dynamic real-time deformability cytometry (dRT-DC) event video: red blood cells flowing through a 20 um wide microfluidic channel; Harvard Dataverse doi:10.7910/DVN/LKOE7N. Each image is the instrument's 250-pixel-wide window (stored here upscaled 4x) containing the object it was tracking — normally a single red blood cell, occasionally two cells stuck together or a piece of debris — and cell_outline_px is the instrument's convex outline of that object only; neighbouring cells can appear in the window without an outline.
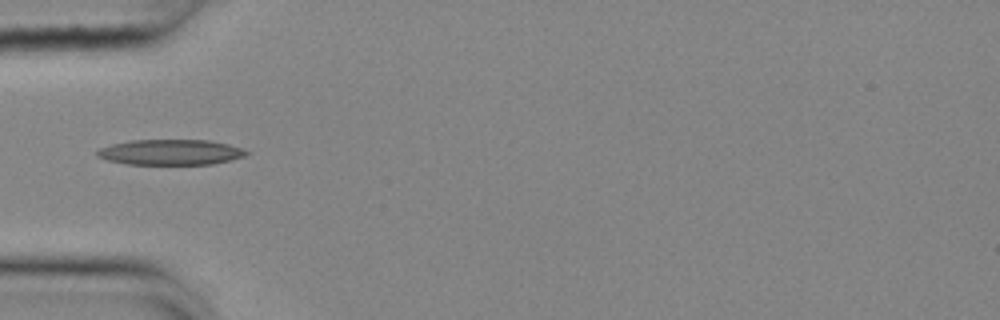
{"species": "common noctule bat (a hibernating species)", "species_latin": "Nyctalus noctula", "temperature_condition": "cold", "stored_images_in_passage": 38, "camera_frame_rate_fps": 3000, "um_per_image_px": 0.085, "animal": {"sex": "female", "body_mass_g": 25.1}, "frame": {"image": 1, "passage_image": 1, "time_ms": 0.0, "image_size_px": [1000, 320], "cell_outline_px": [[252, 152], [244, 156], [212, 164], [128, 164], [108, 160], [96, 156], [96, 152], [100, 148], [112, 144], [132, 140], [208, 140], [228, 144]], "centroid_in_image_um": [14.49, 12.93], "position_along_channel_um": 70.5, "area_um2": 21.96}}
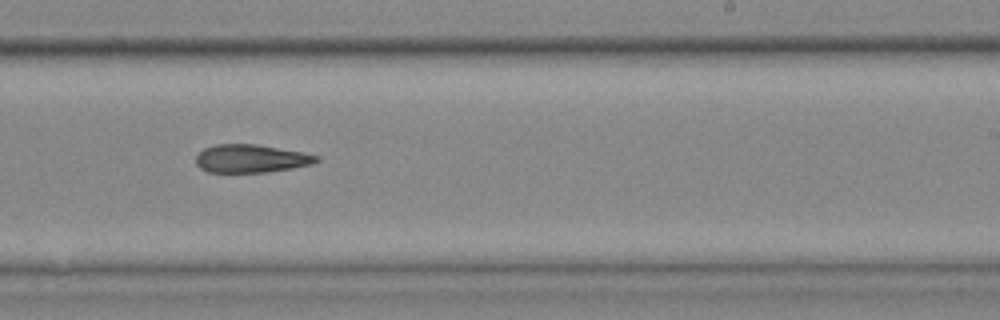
{"frame": {"image": 2, "passage_image": 17, "time_ms": 5.333, "image_size_px": [1000, 320], "cell_outline_px": [[320, 160], [312, 164], [292, 168], [268, 172], [208, 172], [200, 168], [196, 164], [196, 156], [204, 148], [216, 144], [256, 144], [304, 152], [320, 156]], "centroid_in_image_um": [21.36, 13.47], "position_along_channel_um": 267.6, "area_um2": 19.83}}
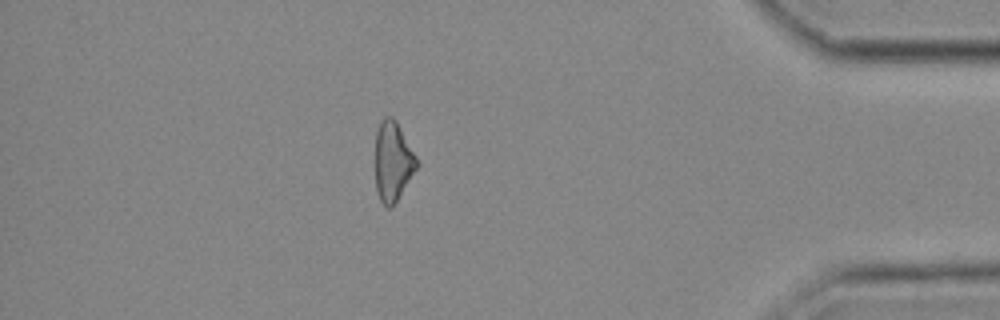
{"frame": {"image": 3, "passage_image": 31, "time_ms": 10.0, "image_size_px": [1000, 320], "cell_outline_px": [[420, 164], [392, 208], [388, 208], [380, 200], [376, 188], [376, 132], [380, 120], [384, 116], [392, 116], [396, 120], [416, 156]], "centroid_in_image_um": [33.4, 13.71], "position_along_channel_um": 401.8, "area_um2": 19.31}}